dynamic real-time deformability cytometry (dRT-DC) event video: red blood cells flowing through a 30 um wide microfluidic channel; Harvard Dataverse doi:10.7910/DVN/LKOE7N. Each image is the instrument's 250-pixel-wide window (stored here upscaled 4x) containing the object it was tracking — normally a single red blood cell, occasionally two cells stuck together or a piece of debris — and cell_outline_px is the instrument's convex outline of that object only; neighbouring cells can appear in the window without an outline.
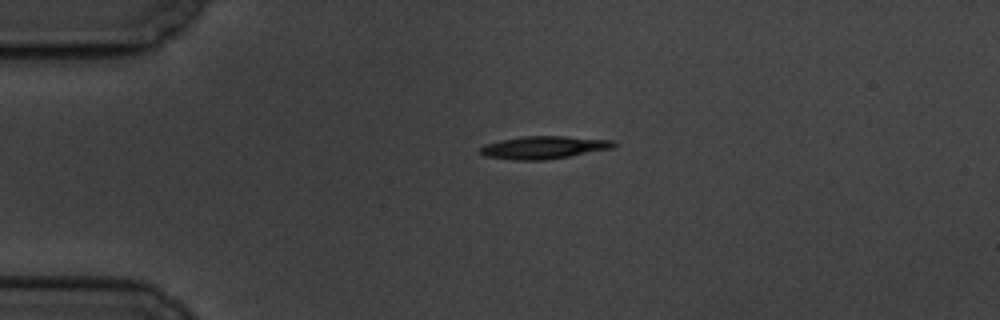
{"species": "common noctule bat (a hibernating species)", "species_latin": "Nyctalus noctula", "temperature_condition": "cold", "stored_images_in_passage": 2, "camera_frame_rate_fps": 3000, "um_per_image_px": 0.085, "animal": {"sex": "male", "body_mass_g": 19.5, "forearm_length_mm": 54.6}, "frame": {"image": 1, "passage_image": 1, "time_ms": 0.0, "image_size_px": [1000, 320], "cell_outline_px": [[616, 144], [612, 148], [568, 156], [544, 160], [516, 160], [484, 156], [480, 152], [480, 148], [484, 144], [500, 140], [524, 136], [564, 136], [616, 140]], "centroid_in_image_um": [46.21, 12.52], "position_along_channel_um": 38.8, "area_um2": 17.57}}